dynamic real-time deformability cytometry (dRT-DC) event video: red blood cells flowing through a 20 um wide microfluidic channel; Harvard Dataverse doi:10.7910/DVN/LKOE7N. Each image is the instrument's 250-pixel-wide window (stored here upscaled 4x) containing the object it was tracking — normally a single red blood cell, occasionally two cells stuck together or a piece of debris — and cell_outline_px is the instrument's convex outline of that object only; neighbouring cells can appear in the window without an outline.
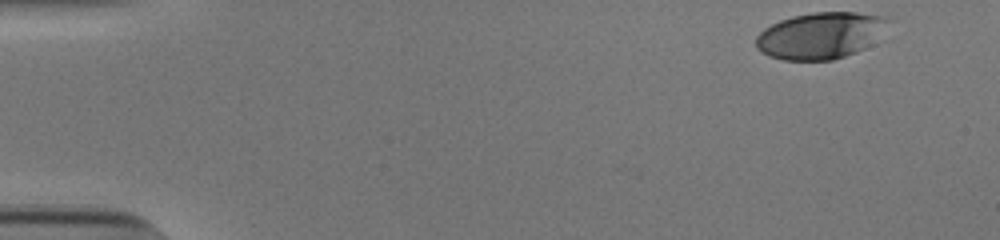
{"species": "human", "species_latin": "Homo sapiens", "temperature_condition": "cold", "stored_images_in_passage": 41, "camera_frame_rate_fps": 3000, "um_per_image_px": 0.085, "donor": {"sex": "male"}, "frame": {"image": 1, "passage_image": 1, "time_ms": 0.0, "image_size_px": [1000, 240], "cell_outline_px": [[892, 16], [864, 48], [856, 52], [832, 60], [784, 60], [768, 56], [756, 48], [756, 36], [764, 28], [780, 20], [792, 16], [812, 12], [856, 12]], "centroid_in_image_um": [69.66, 3.01], "position_along_channel_um": 15.3, "area_um2": 35.43}}
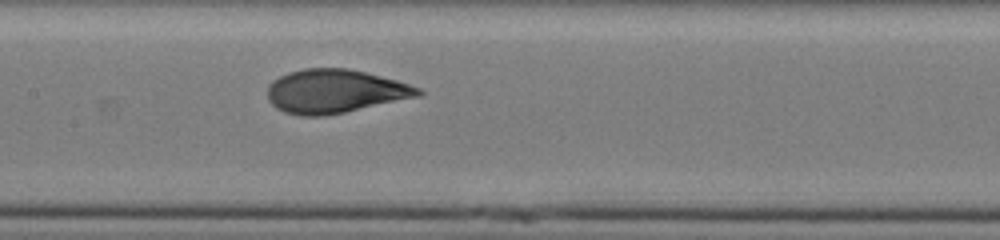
{"frame": {"image": 2, "passage_image": 24, "time_ms": 7.667, "image_size_px": [1000, 240], "cell_outline_px": [[424, 92], [420, 96], [344, 112], [324, 116], [300, 116], [284, 112], [276, 108], [268, 100], [268, 84], [272, 80], [288, 72], [304, 68], [348, 68], [396, 80], [420, 88]], "centroid_in_image_um": [28.43, 7.76], "position_along_channel_um": 179.0, "area_um2": 38.26}}
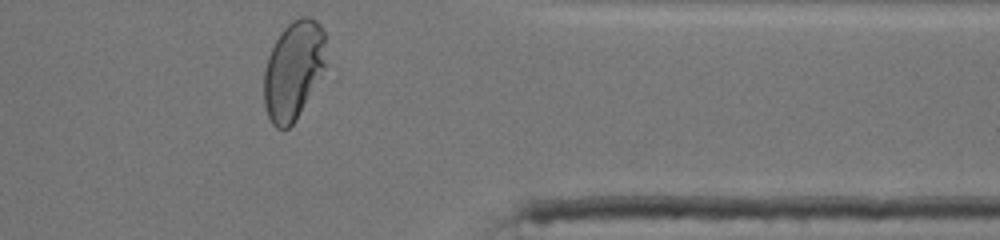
{"frame": {"image": 3, "passage_image": 41, "time_ms": 13.333, "image_size_px": [1000, 240], "cell_outline_px": [[328, 76], [296, 120], [288, 128], [276, 128], [272, 124], [268, 116], [264, 104], [264, 72], [268, 56], [280, 32], [292, 20], [300, 16], [308, 16], [316, 20], [320, 24], [324, 32]], "centroid_in_image_um": [25.03, 6.0], "position_along_channel_um": 386.4, "area_um2": 37.28}, "authors_computed_cell_mechanics": {"area_um2": 37.6278, "velocity_mm_per_s": 3.8507, "shape_relaxation_time_tau1_ms": 4.7399, "shape_relaxation_time_tau2_ms": null, "deformation_change_tau1": 0.227, "deformation_change_tau2": null}}